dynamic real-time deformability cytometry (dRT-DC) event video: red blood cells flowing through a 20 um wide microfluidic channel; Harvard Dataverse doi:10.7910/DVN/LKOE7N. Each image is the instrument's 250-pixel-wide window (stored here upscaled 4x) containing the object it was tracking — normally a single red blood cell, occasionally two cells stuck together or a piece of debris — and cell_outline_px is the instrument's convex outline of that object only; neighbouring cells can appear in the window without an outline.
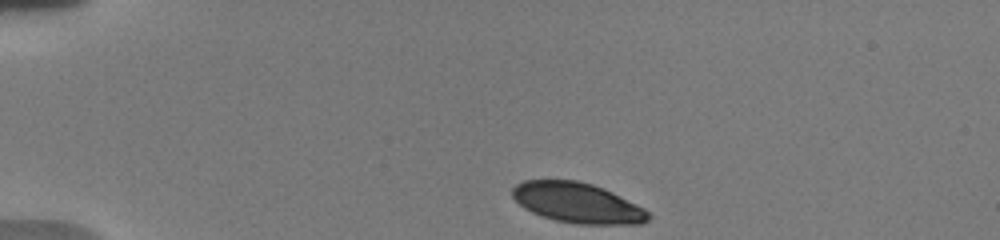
{"species": "human", "species_latin": "Homo sapiens", "temperature_condition": "warm", "stored_images_in_passage": 14, "camera_frame_rate_fps": 3000, "um_per_image_px": 0.085, "donor": {"sex": "male"}, "frame": {"image": 1, "passage_image": 1, "time_ms": 0.0, "image_size_px": [1000, 240], "cell_outline_px": [[652, 216], [648, 220], [640, 224], [576, 224], [556, 220], [532, 212], [524, 208], [512, 196], [512, 188], [516, 184], [524, 180], [576, 180], [592, 184], [612, 192], [644, 208]], "centroid_in_image_um": [49.09, 17.24], "position_along_channel_um": 35.9, "area_um2": 31.67}}
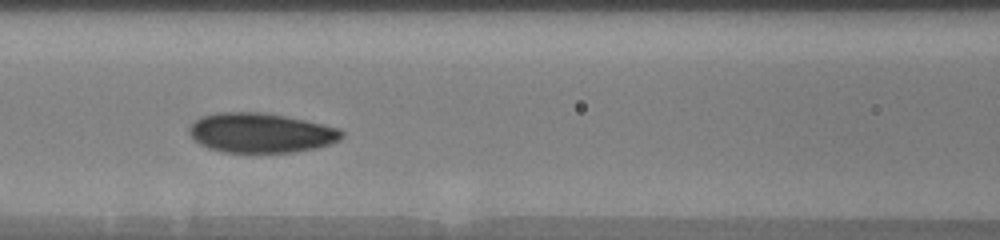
{"frame": {"image": 2, "passage_image": 11, "time_ms": 4.667, "image_size_px": [1000, 240], "cell_outline_px": [[344, 136], [340, 140], [332, 144], [316, 148], [292, 152], [224, 152], [208, 148], [192, 140], [188, 132], [188, 128], [192, 120], [200, 116], [216, 112], [260, 112], [284, 116], [304, 120], [340, 128], [344, 132]], "centroid_in_image_um": [22.13, 11.29], "position_along_channel_um": 144.5, "area_um2": 35.66}}
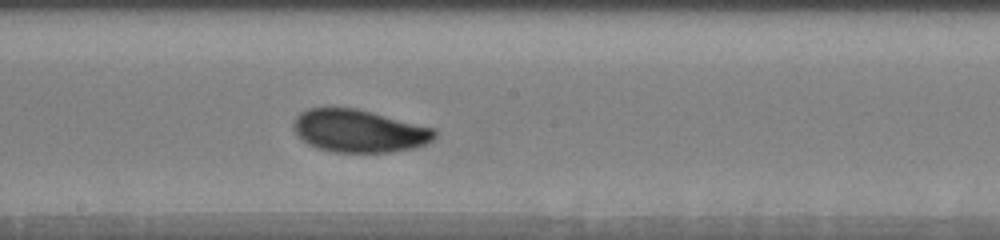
{"frame": {"image": 3, "passage_image": 14, "time_ms": 6.667, "image_size_px": [1000, 240], "cell_outline_px": [[436, 136], [432, 140], [424, 144], [412, 148], [388, 152], [332, 152], [316, 148], [308, 144], [296, 136], [292, 124], [296, 116], [300, 112], [308, 108], [356, 108], [436, 128]], "centroid_in_image_um": [30.48, 11.13], "position_along_channel_um": 217.7, "area_um2": 35.26}}